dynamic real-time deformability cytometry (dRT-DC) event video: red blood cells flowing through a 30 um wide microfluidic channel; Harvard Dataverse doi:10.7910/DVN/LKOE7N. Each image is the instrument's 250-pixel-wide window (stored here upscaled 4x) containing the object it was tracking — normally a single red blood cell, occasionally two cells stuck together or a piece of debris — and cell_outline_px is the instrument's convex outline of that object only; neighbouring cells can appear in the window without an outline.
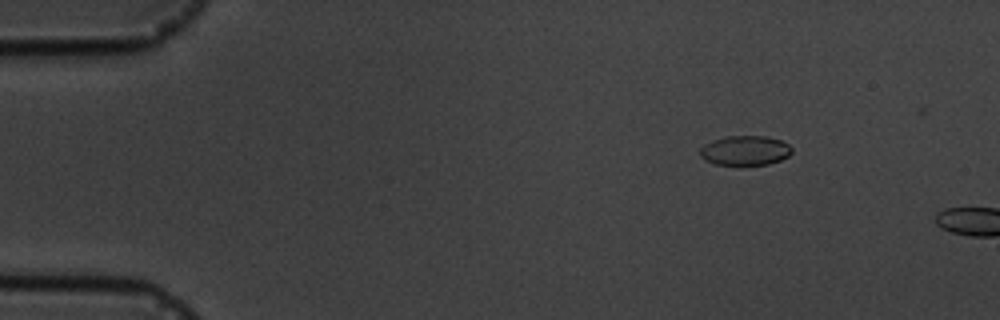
{"species": "common noctule bat (a hibernating species)", "species_latin": "Nyctalus noctula", "temperature_condition": "cold", "stored_images_in_passage": 3, "camera_frame_rate_fps": 3000, "um_per_image_px": 0.085, "animal": {"sex": "male", "body_mass_g": 19.5, "forearm_length_mm": 54.6}, "frame": {"image": 1, "passage_image": 2, "time_ms": 1.333, "image_size_px": [1000, 320], "cell_outline_px": [[792, 152], [788, 156], [780, 160], [768, 164], [716, 164], [704, 160], [700, 156], [700, 148], [704, 144], [728, 136], [768, 136], [780, 140], [788, 144], [792, 148]], "centroid_in_image_um": [63.34, 12.78], "position_along_channel_um": 21.7, "area_um2": 15.66}}